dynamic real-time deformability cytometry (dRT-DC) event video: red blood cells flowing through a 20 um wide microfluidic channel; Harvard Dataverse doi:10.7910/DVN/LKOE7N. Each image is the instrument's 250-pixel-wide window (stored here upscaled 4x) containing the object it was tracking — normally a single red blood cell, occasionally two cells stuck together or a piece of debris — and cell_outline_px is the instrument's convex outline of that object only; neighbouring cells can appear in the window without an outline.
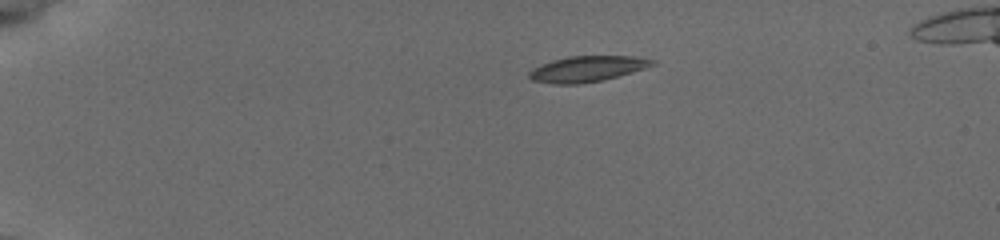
{"species": "common noctule bat (a hibernating species)", "species_latin": "Nyctalus noctula", "temperature_condition": "cold", "stored_images_in_passage": 44, "camera_frame_rate_fps": 3000, "um_per_image_px": 0.085, "animal": {"sex": "female", "body_mass_g": 19.5, "forearm_length_mm": 54.1}, "frame": {"image": 1, "passage_image": 1, "time_ms": 0.0, "image_size_px": [1000, 240], "cell_outline_px": [[656, 64], [644, 68], [616, 76], [600, 80], [580, 84], [552, 84], [532, 80], [528, 76], [528, 72], [552, 60], [568, 56], [632, 56], [656, 60]], "centroid_in_image_um": [49.9, 5.85], "position_along_channel_um": 35.1, "area_um2": 18.15}}
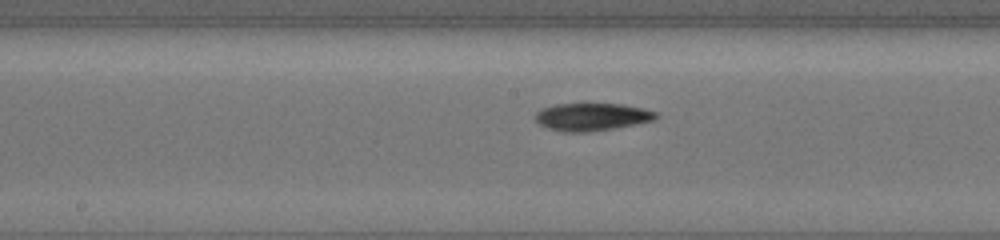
{"frame": {"image": 2, "passage_image": 20, "time_ms": 6.333, "image_size_px": [1000, 240], "cell_outline_px": [[656, 116], [652, 120], [612, 128], [588, 132], [564, 132], [548, 128], [540, 124], [536, 120], [536, 112], [540, 108], [556, 104], [620, 104], [644, 108], [656, 112]], "centroid_in_image_um": [50.25, 9.92], "position_along_channel_um": 198.0, "area_um2": 19.07}}
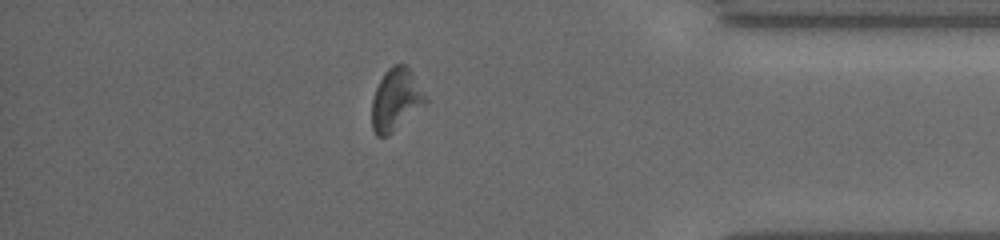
{"frame": {"image": 3, "passage_image": 38, "time_ms": 12.333, "image_size_px": [1000, 240], "cell_outline_px": [[428, 100], [424, 104], [388, 136], [376, 136], [372, 128], [372, 100], [376, 88], [384, 72], [392, 64], [404, 64], [412, 72]], "centroid_in_image_um": [33.62, 8.46], "position_along_channel_um": 401.6, "area_um2": 19.07}, "authors_computed_cell_mechanics": {"area_um2": 18.785, "velocity_mm_per_s": 3.763, "shape_relaxation_time_tau1_ms": 2.0814, "shape_relaxation_time_tau2_ms": 10.774, "deformation_change_tau1": 0.0871, "deformation_change_tau2": 0.1994}}